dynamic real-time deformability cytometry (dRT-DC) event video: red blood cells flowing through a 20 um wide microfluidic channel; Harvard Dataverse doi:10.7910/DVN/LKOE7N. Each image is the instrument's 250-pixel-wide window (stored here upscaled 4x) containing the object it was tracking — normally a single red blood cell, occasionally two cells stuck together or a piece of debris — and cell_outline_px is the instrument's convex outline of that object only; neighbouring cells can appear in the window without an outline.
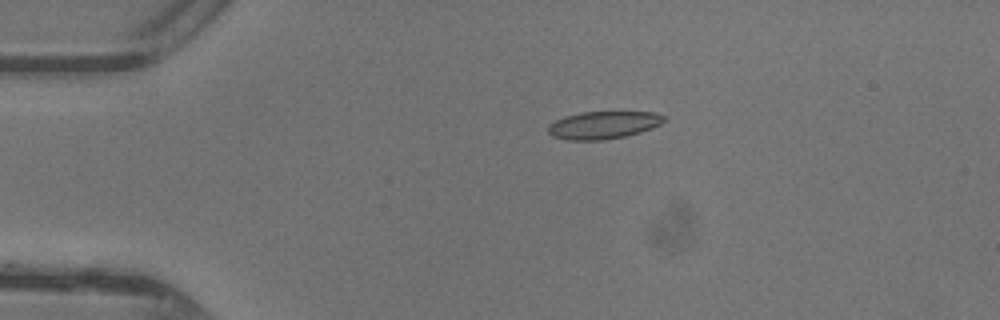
{"species": "common noctule bat (a hibernating species)", "species_latin": "Nyctalus noctula", "temperature_condition": "warm", "stored_images_in_passage": 38, "camera_frame_rate_fps": 3000, "um_per_image_px": 0.085, "animal": {"sex": "female"}, "frame": {"image": 1, "passage_image": 1, "time_ms": 0.0, "image_size_px": [1000, 320], "cell_outline_px": [[664, 120], [660, 124], [652, 128], [640, 132], [624, 136], [604, 140], [564, 140], [552, 136], [548, 132], [548, 124], [564, 116], [580, 112], [652, 112], [664, 116]], "centroid_in_image_um": [51.23, 10.63], "position_along_channel_um": 33.8, "area_um2": 18.61}}
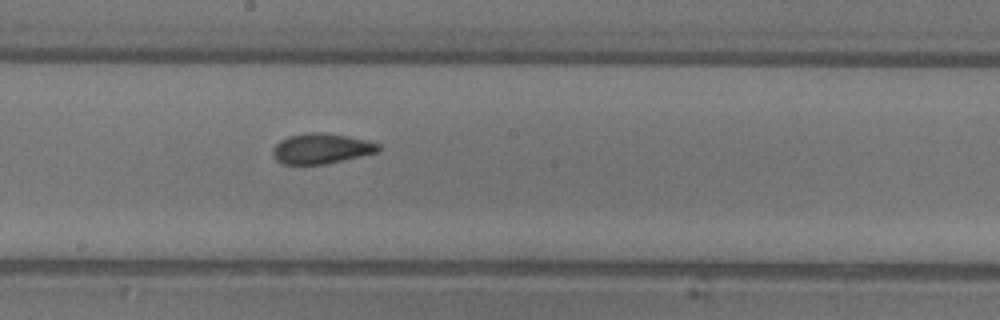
{"frame": {"image": 2, "passage_image": 17, "time_ms": 5.333, "image_size_px": [1000, 320], "cell_outline_px": [[380, 152], [328, 164], [284, 164], [276, 160], [272, 156], [272, 148], [280, 140], [288, 136], [308, 132], [320, 132], [348, 136], [368, 140], [380, 144]], "centroid_in_image_um": [27.33, 12.63], "position_along_channel_um": 220.9, "area_um2": 18.96}}
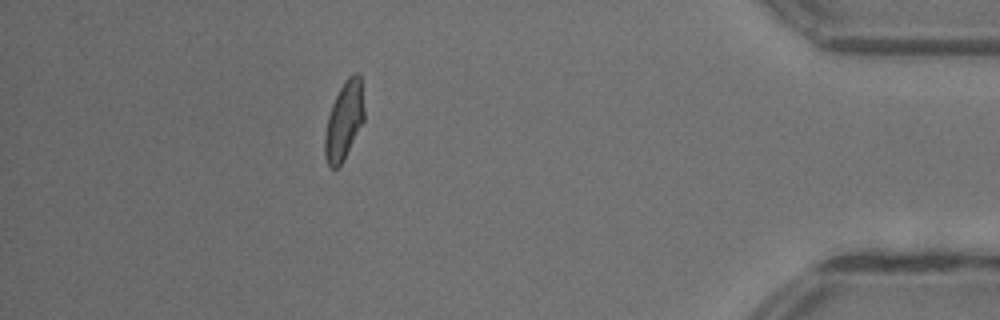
{"frame": {"image": 3, "passage_image": 33, "time_ms": 10.667, "image_size_px": [1000, 320], "cell_outline_px": [[364, 120], [344, 160], [336, 168], [332, 168], [328, 164], [324, 152], [324, 136], [328, 116], [332, 104], [344, 80], [352, 72], [356, 72], [360, 76], [364, 108]], "centroid_in_image_um": [29.24, 10.24], "position_along_channel_um": 406.0, "area_um2": 17.86}, "authors_computed_cell_mechanics": {"area_um2": 18.5249, "velocity_mm_per_s": 4.3989, "shape_relaxation_time_tau1_ms": 5.5021, "shape_relaxation_time_tau2_ms": 0.9671, "deformation_change_tau1": 0.144, "deformation_change_tau2": 0.0604}}